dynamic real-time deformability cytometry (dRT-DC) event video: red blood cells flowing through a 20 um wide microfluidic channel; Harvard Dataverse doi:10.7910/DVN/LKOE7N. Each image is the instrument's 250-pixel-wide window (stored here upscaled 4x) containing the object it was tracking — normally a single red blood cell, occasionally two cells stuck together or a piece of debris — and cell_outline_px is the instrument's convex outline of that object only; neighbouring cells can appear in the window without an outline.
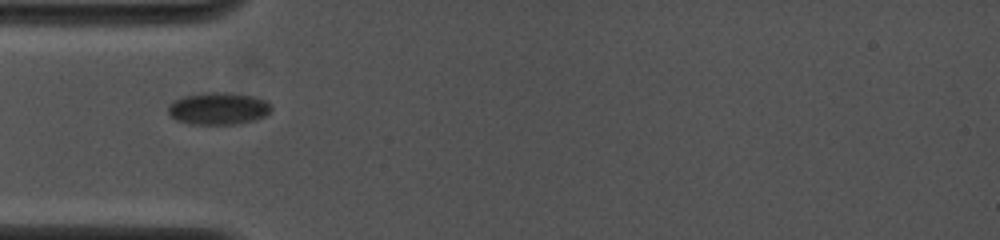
{"species": "common noctule bat (a hibernating species)", "species_latin": "Nyctalus noctula", "temperature_condition": "cold", "stored_images_in_passage": 8, "camera_frame_rate_fps": 4000, "um_per_image_px": 0.085, "animal": {"sex": "female", "body_mass_g": 19.0, "forearm_length_mm": 53.3}, "frame": {"image": 1, "passage_image": 1, "time_ms": 0.0, "image_size_px": [1000, 240], "cell_outline_px": [[272, 108], [264, 116], [256, 120], [232, 124], [192, 124], [176, 120], [168, 112], [168, 104], [184, 96], [208, 92], [224, 92], [252, 96], [264, 100]], "centroid_in_image_um": [18.53, 9.23], "position_along_channel_um": 66.5, "area_um2": 19.07}}
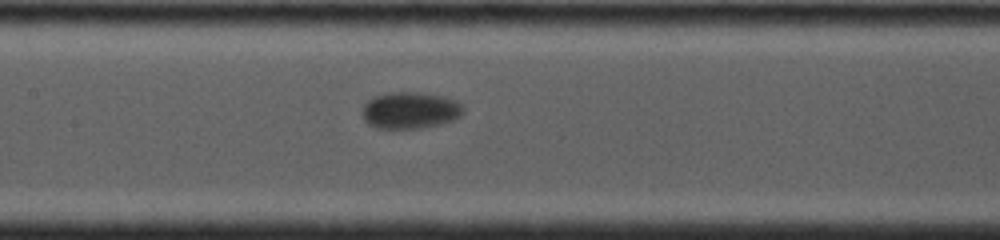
{"frame": {"image": 2, "passage_image": 5, "time_ms": 3.0, "image_size_px": [1000, 240], "cell_outline_px": [[464, 112], [460, 116], [452, 120], [420, 128], [376, 128], [368, 124], [364, 120], [364, 104], [372, 96], [388, 92], [420, 92], [444, 96], [460, 104], [464, 108]], "centroid_in_image_um": [34.84, 9.36], "position_along_channel_um": 172.6, "area_um2": 21.44}}
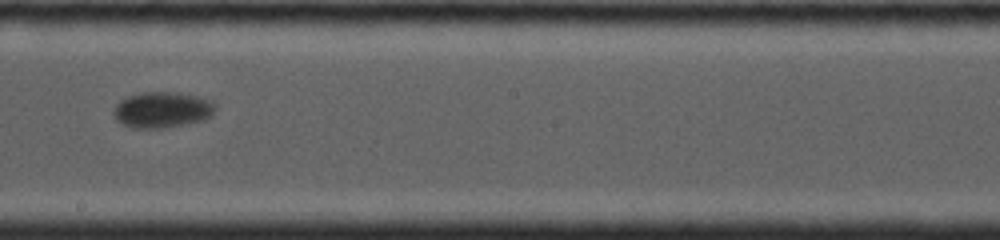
{"frame": {"image": 3, "passage_image": 7, "time_ms": 4.75, "image_size_px": [1000, 240], "cell_outline_px": [[216, 108], [212, 116], [204, 120], [160, 128], [132, 128], [116, 120], [112, 112], [116, 104], [120, 100], [128, 96], [140, 92], [180, 92], [212, 100]], "centroid_in_image_um": [13.78, 9.32], "position_along_channel_um": 234.4, "area_um2": 21.39}}